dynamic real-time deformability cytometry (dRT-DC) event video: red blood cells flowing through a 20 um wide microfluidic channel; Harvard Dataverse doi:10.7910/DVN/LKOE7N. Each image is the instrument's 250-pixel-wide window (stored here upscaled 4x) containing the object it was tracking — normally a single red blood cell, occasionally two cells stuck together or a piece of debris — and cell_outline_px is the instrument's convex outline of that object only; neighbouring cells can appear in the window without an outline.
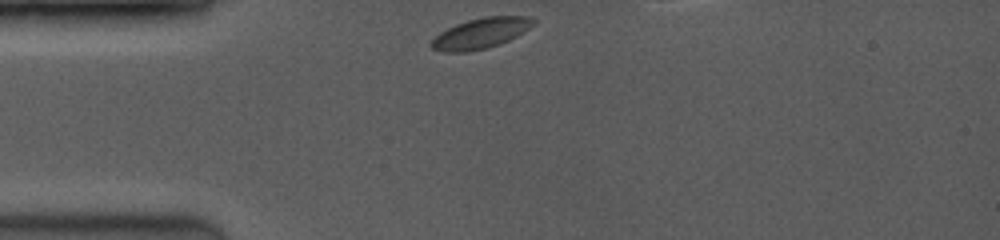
{"species": "common noctule bat (a hibernating species)", "species_latin": "Nyctalus noctula", "temperature_condition": "room temperature", "stored_images_in_passage": 37, "camera_frame_rate_fps": 3500, "um_per_image_px": 0.085, "animal": {"sex": "female", "body_mass_g": 19.0, "forearm_length_mm": 53.3}, "frame": {"image": 1, "passage_image": 1, "time_ms": 0.0, "image_size_px": [1000, 240], "cell_outline_px": [[536, 24], [516, 36], [500, 44], [484, 48], [464, 52], [444, 52], [432, 48], [428, 44], [440, 32], [456, 24], [468, 20], [484, 16], [528, 16], [536, 20]], "centroid_in_image_um": [40.87, 2.82], "position_along_channel_um": 44.1, "area_um2": 18.03}}
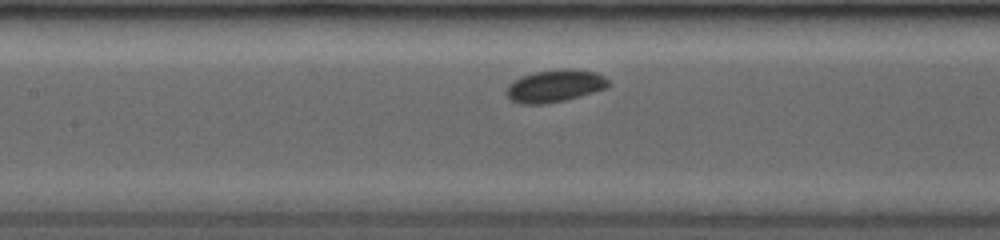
{"frame": {"image": 2, "passage_image": 13, "time_ms": 3.429, "image_size_px": [1000, 240], "cell_outline_px": [[608, 88], [564, 100], [544, 104], [520, 104], [512, 100], [504, 92], [508, 84], [520, 76], [536, 72], [564, 68], [568, 68], [596, 72], [604, 76], [608, 80]], "centroid_in_image_um": [47.14, 7.3], "position_along_channel_um": 160.3, "area_um2": 19.25}}
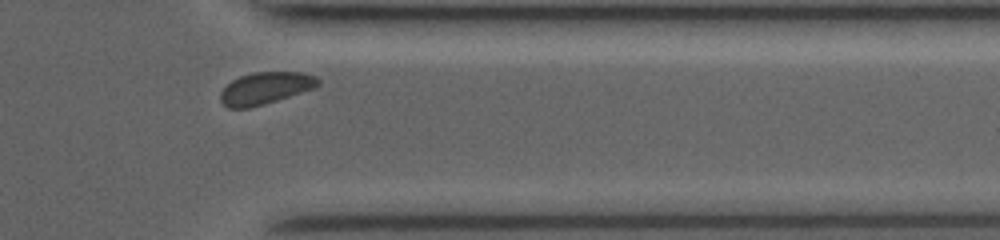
{"frame": {"image": 3, "passage_image": 33, "time_ms": 9.143, "image_size_px": [1000, 240], "cell_outline_px": [[320, 84], [316, 88], [264, 104], [248, 108], [228, 108], [220, 100], [220, 92], [232, 80], [240, 76], [252, 72], [304, 72], [316, 76], [320, 80]], "centroid_in_image_um": [22.59, 7.49], "position_along_channel_um": 388.8, "area_um2": 18.32}}